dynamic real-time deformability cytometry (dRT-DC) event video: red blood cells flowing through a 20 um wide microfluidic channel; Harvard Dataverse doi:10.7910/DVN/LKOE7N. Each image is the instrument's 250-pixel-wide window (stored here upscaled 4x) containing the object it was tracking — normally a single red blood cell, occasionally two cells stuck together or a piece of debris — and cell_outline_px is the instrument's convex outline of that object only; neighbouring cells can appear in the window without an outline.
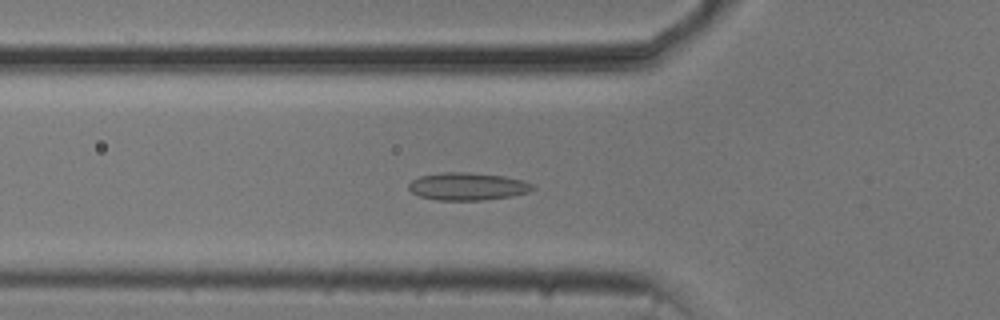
{"species": "common noctule bat (a hibernating species)", "species_latin": "Nyctalus noctula", "temperature_condition": "cold", "stored_images_in_passage": 54, "camera_frame_rate_fps": 3000, "um_per_image_px": 0.085, "animal": {"sex": "male", "body_mass_g": 20.5, "forearm_length_mm": 52.5}, "frame": {"image": 1, "passage_image": 19, "time_ms": 6.0, "image_size_px": [1000, 320], "cell_outline_px": [[536, 188], [528, 192], [512, 196], [484, 200], [436, 200], [420, 196], [412, 192], [408, 188], [408, 184], [412, 180], [420, 176], [444, 172], [468, 172], [504, 176], [524, 180], [532, 184]], "centroid_in_image_um": [39.76, 15.84], "position_along_channel_um": 86.0, "area_um2": 20.0}}
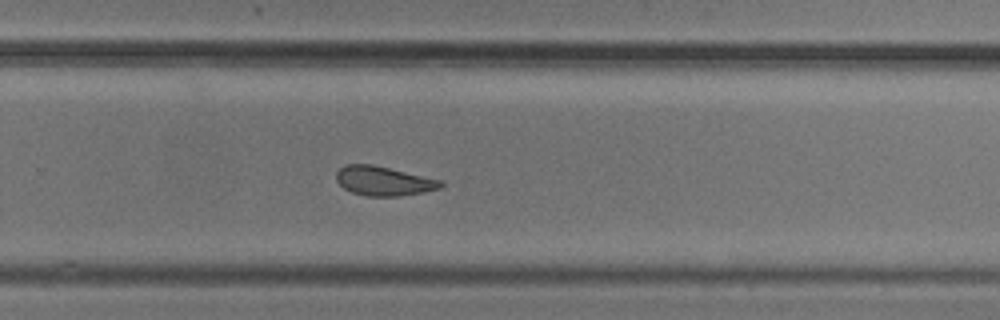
{"frame": {"image": 2, "passage_image": 36, "time_ms": 11.667, "image_size_px": [1000, 320], "cell_outline_px": [[444, 184], [440, 188], [420, 192], [396, 196], [368, 196], [352, 192], [344, 188], [336, 180], [336, 172], [344, 164], [372, 164], [444, 180]], "centroid_in_image_um": [32.61, 15.36], "position_along_channel_um": 297.2, "area_um2": 17.8}}
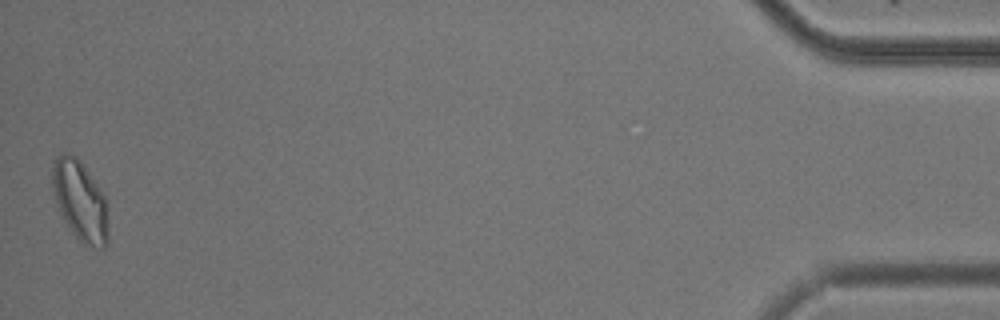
{"frame": {"image": 3, "passage_image": 54, "time_ms": 17.667, "image_size_px": [1000, 320], "cell_outline_px": [[108, 244], [104, 248], [96, 248], [80, 244], [56, 208], [52, 188], [52, 160], [60, 152], [68, 152], [76, 156], [84, 164], [104, 196], [108, 224]], "centroid_in_image_um": [6.77, 17.06], "position_along_channel_um": 428.4, "area_um2": 26.76}, "authors_computed_cell_mechanics": {"area_um2": 19.7676, "velocity_mm_per_s": 3.719, "shape_relaxation_time_tau1_ms": null, "shape_relaxation_time_tau2_ms": 2.3367, "deformation_change_tau1": null, "deformation_change_tau2": 0.0981}}